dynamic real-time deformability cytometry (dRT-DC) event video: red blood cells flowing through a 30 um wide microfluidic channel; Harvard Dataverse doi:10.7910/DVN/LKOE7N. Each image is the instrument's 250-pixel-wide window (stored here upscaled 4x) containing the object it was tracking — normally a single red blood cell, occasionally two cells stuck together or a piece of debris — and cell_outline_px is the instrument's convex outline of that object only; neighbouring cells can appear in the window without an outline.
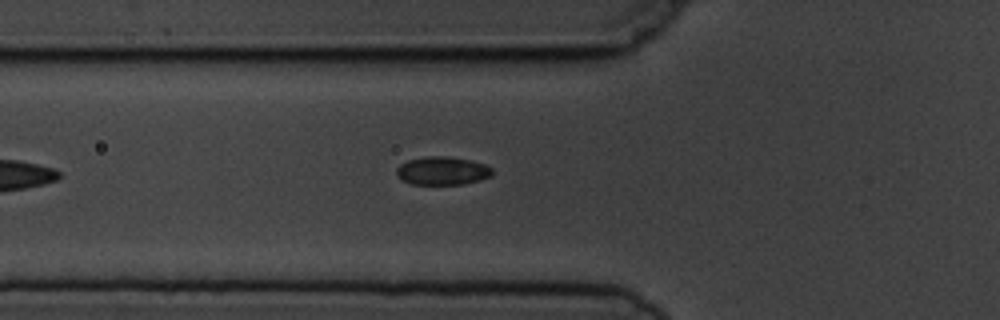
{"species": "common noctule bat (a hibernating species)", "species_latin": "Nyctalus noctula", "temperature_condition": "cold", "stored_images_in_passage": 5, "camera_frame_rate_fps": 3000, "um_per_image_px": 0.085, "animal": {"sex": "male", "body_mass_g": 19.5, "forearm_length_mm": 54.6}, "frame": {"image": 1, "passage_image": 5, "time_ms": 5.333, "image_size_px": [1000, 320], "cell_outline_px": [[492, 176], [480, 180], [464, 184], [412, 184], [396, 176], [396, 168], [400, 164], [408, 160], [424, 156], [448, 156], [472, 160], [484, 164], [492, 168]], "centroid_in_image_um": [37.6, 14.51], "position_along_channel_um": 88.2, "area_um2": 15.9}}